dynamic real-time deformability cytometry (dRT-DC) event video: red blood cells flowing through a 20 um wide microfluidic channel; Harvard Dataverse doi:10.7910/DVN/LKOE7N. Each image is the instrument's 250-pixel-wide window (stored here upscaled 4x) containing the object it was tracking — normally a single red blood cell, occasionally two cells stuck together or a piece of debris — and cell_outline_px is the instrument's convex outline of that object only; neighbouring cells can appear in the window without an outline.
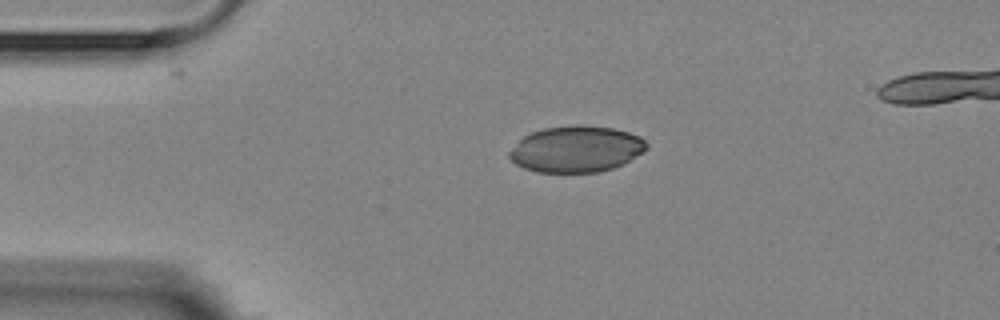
{"species": "Egyptian fruit bat (a non-hibernating species)", "species_latin": "Rousettus aegyptiacus", "temperature_condition": "room temperature", "stored_images_in_passage": 3, "camera_frame_rate_fps": 3000, "um_per_image_px": 0.085, "animal": {"sex": "female"}, "frame": {"image": 1, "passage_image": 1, "time_ms": 0.0, "image_size_px": [1000, 320], "cell_outline_px": [[648, 148], [644, 152], [624, 164], [612, 168], [596, 172], [536, 172], [524, 168], [516, 164], [508, 156], [508, 152], [524, 136], [532, 132], [544, 128], [576, 124], [584, 124], [612, 128], [628, 132], [640, 136], [648, 144]], "centroid_in_image_um": [49.0, 12.66], "position_along_channel_um": 36.0, "area_um2": 37.17}}